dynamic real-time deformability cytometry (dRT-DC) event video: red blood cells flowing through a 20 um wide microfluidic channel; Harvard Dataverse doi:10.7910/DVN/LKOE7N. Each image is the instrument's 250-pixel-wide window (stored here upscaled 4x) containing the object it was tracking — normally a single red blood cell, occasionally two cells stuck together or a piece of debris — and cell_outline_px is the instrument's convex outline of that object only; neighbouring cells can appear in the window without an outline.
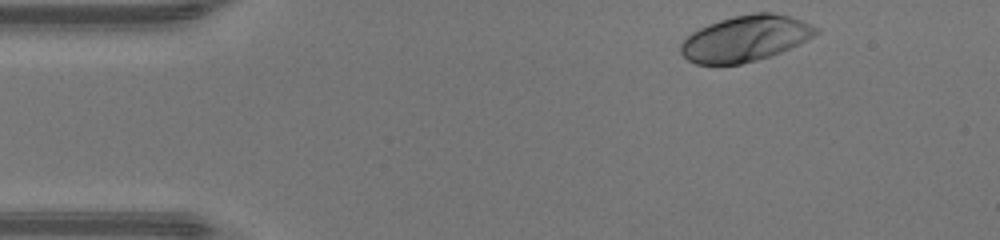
{"species": "human", "species_latin": "Homo sapiens", "temperature_condition": "warm", "stored_images_in_passage": 36, "camera_frame_rate_fps": 3000, "um_per_image_px": 0.085, "donor": {"sex": "male"}, "frame": {"image": 1, "passage_image": 1, "time_ms": 0.0, "image_size_px": [1000, 240], "cell_outline_px": [[820, 32], [780, 52], [756, 60], [740, 64], [696, 64], [688, 60], [680, 52], [680, 44], [692, 32], [708, 24], [720, 20], [752, 12], [772, 12], [792, 16], [812, 24], [820, 28]], "centroid_in_image_um": [63.36, 3.25], "position_along_channel_um": 21.6, "area_um2": 35.89}}
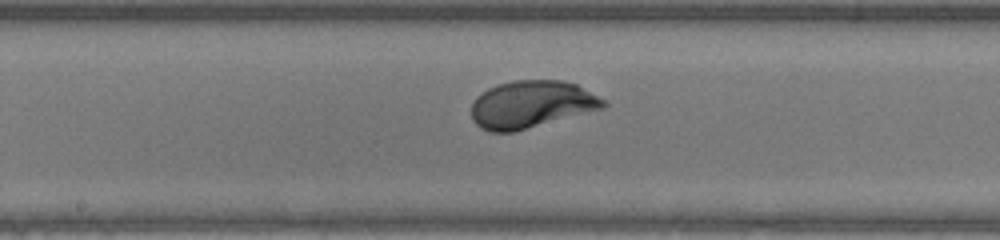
{"frame": {"image": 2, "passage_image": 19, "time_ms": 6.0, "image_size_px": [1000, 240], "cell_outline_px": [[608, 104], [604, 108], [512, 132], [488, 132], [480, 128], [472, 120], [472, 104], [476, 96], [488, 88], [512, 80], [564, 80], [576, 84], [604, 100]], "centroid_in_image_um": [45.14, 8.87], "position_along_channel_um": 203.1, "area_um2": 36.24}}
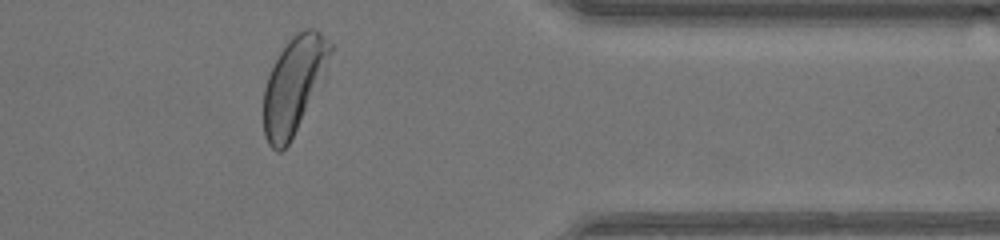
{"frame": {"image": 3, "passage_image": 33, "time_ms": 10.667, "image_size_px": [1000, 240], "cell_outline_px": [[336, 44], [324, 84], [288, 144], [280, 152], [276, 152], [268, 144], [264, 136], [264, 88], [268, 76], [280, 52], [288, 40], [296, 32], [304, 28], [312, 28], [320, 32]], "centroid_in_image_um": [25.07, 7.18], "position_along_channel_um": 386.3, "area_um2": 38.61}, "authors_computed_cell_mechanics": {"area_um2": 35.9516, "velocity_mm_per_s": 4.3594, "shape_relaxation_time_tau1_ms": 1.6578, "shape_relaxation_time_tau2_ms": null, "deformation_change_tau1": 0.1591, "deformation_change_tau2": null}}